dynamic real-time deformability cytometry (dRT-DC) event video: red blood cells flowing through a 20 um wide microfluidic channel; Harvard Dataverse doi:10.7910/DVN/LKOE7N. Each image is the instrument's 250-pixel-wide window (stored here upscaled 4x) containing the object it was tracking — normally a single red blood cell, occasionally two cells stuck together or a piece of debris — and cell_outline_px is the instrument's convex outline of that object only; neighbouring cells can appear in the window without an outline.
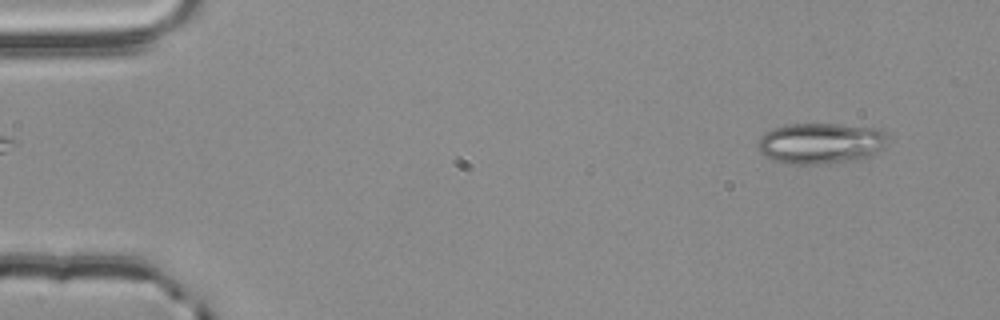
{"species": "common noctule bat (a hibernating species)", "species_latin": "Nyctalus noctula", "temperature_condition": "room temperature", "stored_images_in_passage": 54, "camera_frame_rate_fps": 3000, "um_per_image_px": 0.085, "animal": {"sex": "male", "body_mass_g": 20.4}, "frame": {"image": 1, "passage_image": 3, "time_ms": 0.667, "image_size_px": [1000, 320], "cell_outline_px": [[888, 136], [884, 144], [880, 148], [868, 156], [860, 160], [824, 164], [788, 164], [772, 160], [764, 156], [760, 152], [756, 144], [756, 140], [764, 132], [772, 128], [788, 124], [840, 124], [880, 128], [888, 132]], "centroid_in_image_um": [69.71, 12.17], "position_along_channel_um": 15.3, "area_um2": 31.5}}
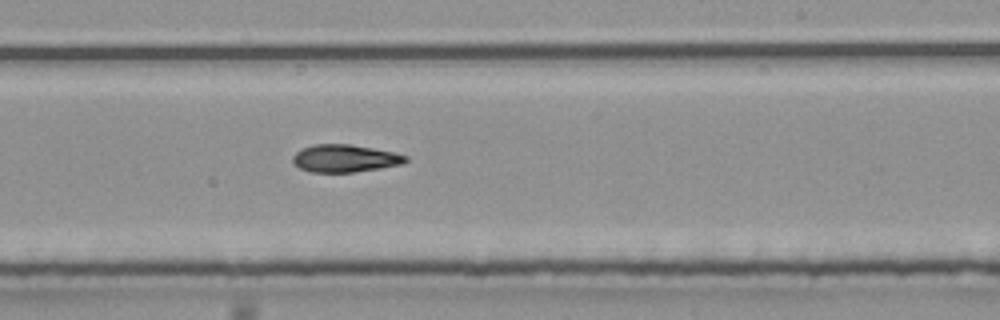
{"frame": {"image": 2, "passage_image": 32, "time_ms": 10.333, "image_size_px": [1000, 320], "cell_outline_px": [[408, 160], [400, 164], [380, 168], [352, 172], [312, 172], [300, 168], [292, 160], [292, 156], [300, 148], [312, 144], [348, 144], [372, 148], [392, 152], [408, 156]], "centroid_in_image_um": [29.27, 13.45], "position_along_channel_um": 259.7, "area_um2": 17.98}}
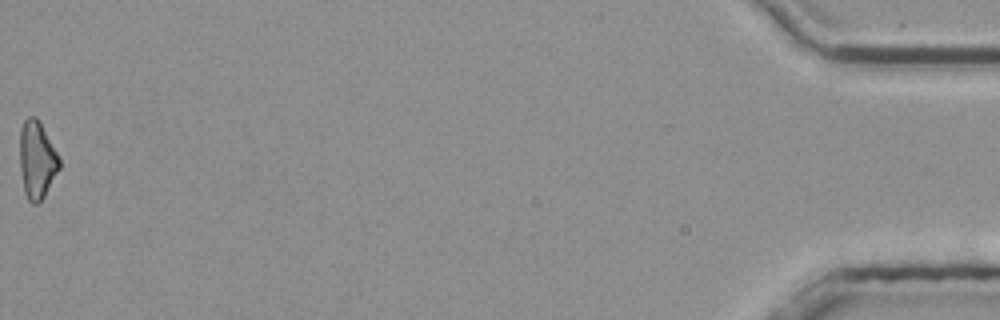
{"frame": {"image": 3, "passage_image": 54, "time_ms": 17.667, "image_size_px": [1000, 320], "cell_outline_px": [[60, 168], [44, 196], [36, 204], [32, 204], [28, 200], [24, 192], [20, 168], [20, 128], [24, 120], [28, 116], [36, 116], [60, 156]], "centroid_in_image_um": [3.14, 13.58], "position_along_channel_um": 432.1, "area_um2": 17.92}}